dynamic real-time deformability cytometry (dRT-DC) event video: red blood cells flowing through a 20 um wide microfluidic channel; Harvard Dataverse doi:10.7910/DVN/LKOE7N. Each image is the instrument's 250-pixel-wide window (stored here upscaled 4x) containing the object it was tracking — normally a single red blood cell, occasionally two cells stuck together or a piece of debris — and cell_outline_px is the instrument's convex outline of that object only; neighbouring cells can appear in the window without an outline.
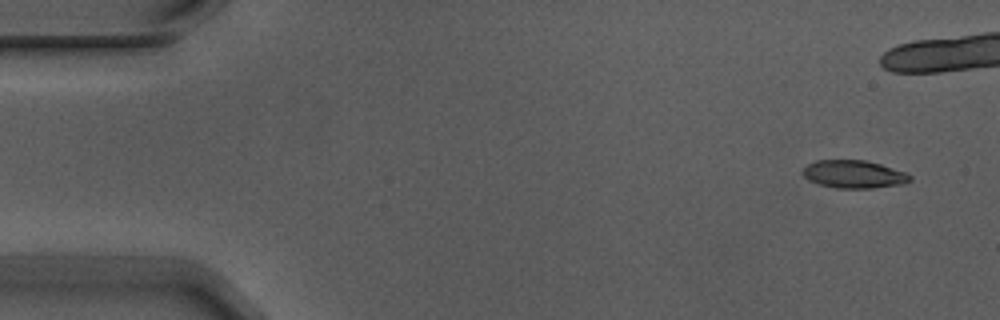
{"species": "Egyptian fruit bat (a non-hibernating species)", "species_latin": "Rousettus aegyptiacus", "temperature_condition": "warm", "stored_images_in_passage": 11, "camera_frame_rate_fps": 3000, "um_per_image_px": 0.085, "animal": {"sex": "male"}, "frame": {"image": 1, "passage_image": 1, "time_ms": 0.0, "image_size_px": [1000, 320], "cell_outline_px": [[912, 180], [904, 184], [872, 188], [836, 188], [820, 184], [808, 180], [804, 176], [804, 168], [808, 164], [816, 160], [864, 160], [880, 164], [908, 172], [912, 176]], "centroid_in_image_um": [72.64, 14.81], "position_along_channel_um": 12.4, "area_um2": 17.46}}
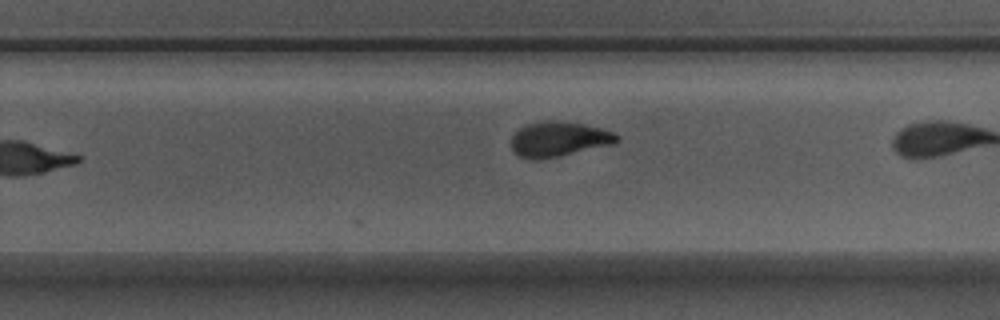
{"frame": {"image": 2, "passage_image": 10, "time_ms": 3.0, "image_size_px": [1000, 320], "cell_outline_px": [[620, 140], [612, 144], [556, 156], [536, 160], [520, 156], [512, 152], [512, 136], [520, 128], [528, 124], [540, 120], [552, 120], [584, 124], [600, 128], [612, 132], [620, 136]], "centroid_in_image_um": [47.48, 11.81], "position_along_channel_um": 282.3, "area_um2": 21.21}}